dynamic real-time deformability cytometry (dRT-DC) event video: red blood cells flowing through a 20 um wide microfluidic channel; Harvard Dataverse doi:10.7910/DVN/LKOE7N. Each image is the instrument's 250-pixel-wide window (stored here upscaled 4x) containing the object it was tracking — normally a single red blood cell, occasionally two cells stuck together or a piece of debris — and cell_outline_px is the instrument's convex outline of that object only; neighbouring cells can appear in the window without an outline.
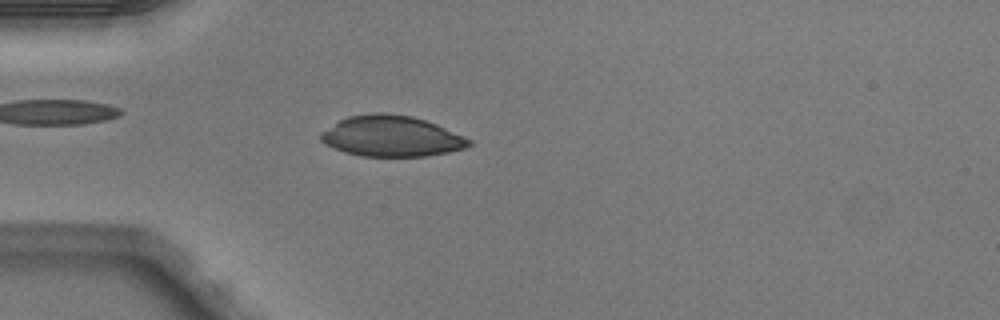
{"species": "Egyptian fruit bat (a non-hibernating species)", "species_latin": "Rousettus aegyptiacus", "temperature_condition": "warm", "stored_images_in_passage": 5, "camera_frame_rate_fps": 3000, "um_per_image_px": 0.085, "animal": {"sex": "male"}, "frame": {"image": 1, "passage_image": 5, "time_ms": 1.333, "image_size_px": [1000, 320], "cell_outline_px": [[472, 144], [464, 148], [448, 152], [424, 156], [360, 156], [344, 152], [320, 140], [320, 132], [340, 120], [348, 116], [372, 112], [384, 112], [412, 116], [436, 124], [472, 140]], "centroid_in_image_um": [33.26, 11.57], "position_along_channel_um": 51.7, "area_um2": 35.03}}